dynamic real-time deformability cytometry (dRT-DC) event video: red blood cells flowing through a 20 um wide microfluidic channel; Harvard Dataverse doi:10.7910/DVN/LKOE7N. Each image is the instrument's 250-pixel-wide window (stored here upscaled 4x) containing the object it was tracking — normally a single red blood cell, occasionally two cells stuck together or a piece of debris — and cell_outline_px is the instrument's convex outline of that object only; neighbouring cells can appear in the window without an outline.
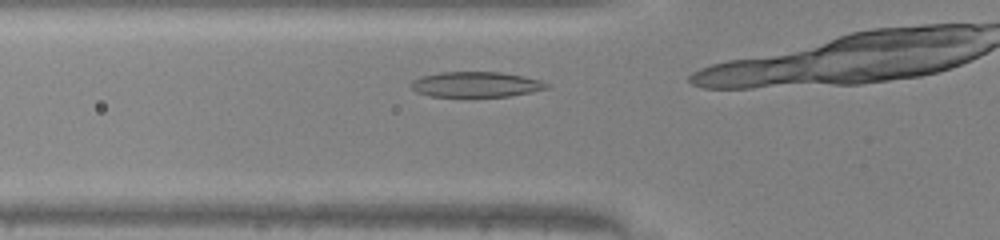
{"species": "common noctule bat (a hibernating species)", "species_latin": "Nyctalus noctula", "temperature_condition": "warm", "stored_images_in_passage": 5, "camera_frame_rate_fps": 3000, "um_per_image_px": 0.085, "animal": {"sex": "male", "body_mass_g": 20.0, "forearm_length_mm": 53.3}, "frame": {"image": 1, "passage_image": 2, "time_ms": 0.333, "image_size_px": [1000, 240], "cell_outline_px": [[548, 88], [532, 92], [508, 96], [432, 96], [416, 92], [408, 84], [412, 80], [420, 76], [440, 72], [500, 72], [524, 76], [540, 80], [548, 84]], "centroid_in_image_um": [40.42, 7.17], "position_along_channel_um": 85.4, "area_um2": 20.0}}